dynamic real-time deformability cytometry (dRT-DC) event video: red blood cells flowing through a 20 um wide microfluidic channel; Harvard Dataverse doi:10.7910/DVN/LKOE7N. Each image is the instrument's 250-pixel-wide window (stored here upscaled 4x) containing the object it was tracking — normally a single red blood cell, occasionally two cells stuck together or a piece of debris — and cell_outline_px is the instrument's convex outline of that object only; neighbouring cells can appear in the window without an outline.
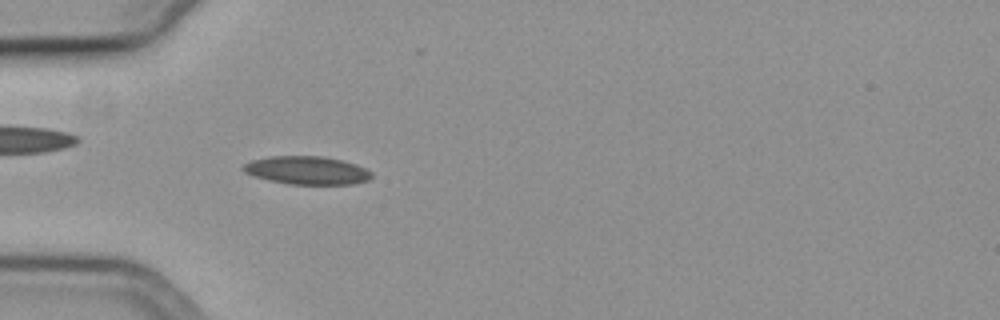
{"species": "common noctule bat (a hibernating species)", "species_latin": "Nyctalus noctula", "temperature_condition": "cold", "stored_images_in_passage": 42, "camera_frame_rate_fps": 3000, "um_per_image_px": 0.085, "animal": {"sex": "female", "body_mass_g": 19.3, "forearm_length_mm": 54.1}, "frame": {"image": 1, "passage_image": 4, "time_ms": 1.0, "image_size_px": [1000, 320], "cell_outline_px": [[372, 176], [368, 180], [356, 184], [288, 184], [268, 180], [252, 176], [244, 172], [240, 168], [244, 164], [252, 160], [268, 156], [320, 156], [340, 160], [356, 164], [372, 172]], "centroid_in_image_um": [26.05, 14.48], "position_along_channel_um": 58.9, "area_um2": 21.15}}
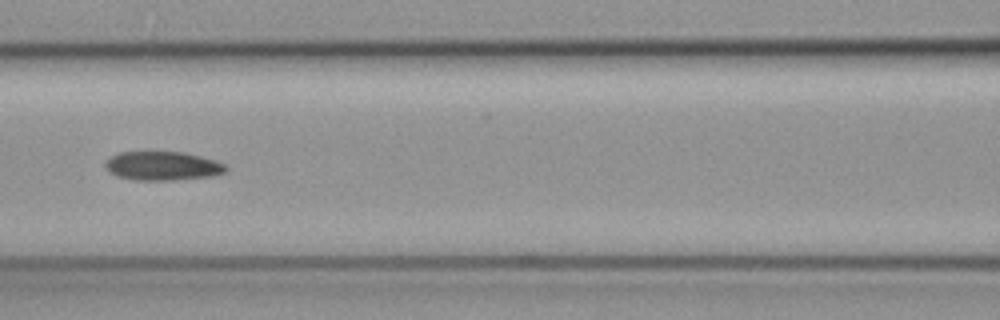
{"frame": {"image": 2, "passage_image": 12, "time_ms": 3.667, "image_size_px": [1000, 320], "cell_outline_px": [[228, 168], [224, 172], [212, 176], [172, 180], [132, 180], [116, 176], [108, 172], [104, 168], [104, 160], [120, 152], [184, 152], [216, 160], [224, 164]], "centroid_in_image_um": [13.77, 14.11], "position_along_channel_um": 152.8, "area_um2": 20.46}}
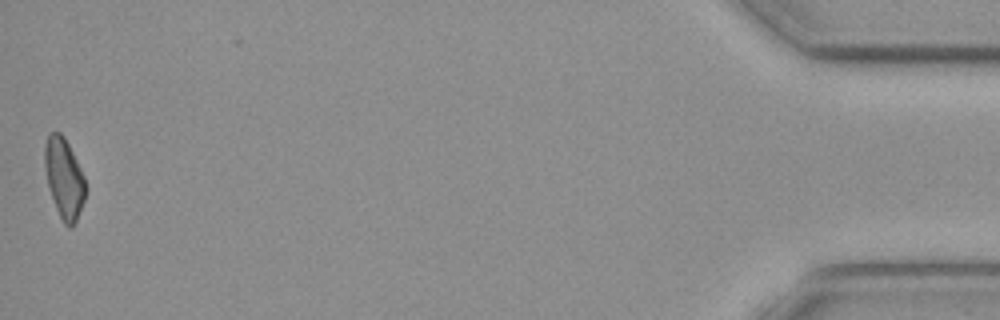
{"frame": {"image": 3, "passage_image": 42, "time_ms": 13.667, "image_size_px": [1000, 320], "cell_outline_px": [[88, 188], [84, 200], [76, 220], [72, 228], [68, 228], [64, 224], [56, 208], [48, 184], [44, 168], [44, 144], [48, 132], [60, 132], [64, 136], [84, 176]], "centroid_in_image_um": [5.45, 15.13], "position_along_channel_um": 429.8, "area_um2": 19.13}}